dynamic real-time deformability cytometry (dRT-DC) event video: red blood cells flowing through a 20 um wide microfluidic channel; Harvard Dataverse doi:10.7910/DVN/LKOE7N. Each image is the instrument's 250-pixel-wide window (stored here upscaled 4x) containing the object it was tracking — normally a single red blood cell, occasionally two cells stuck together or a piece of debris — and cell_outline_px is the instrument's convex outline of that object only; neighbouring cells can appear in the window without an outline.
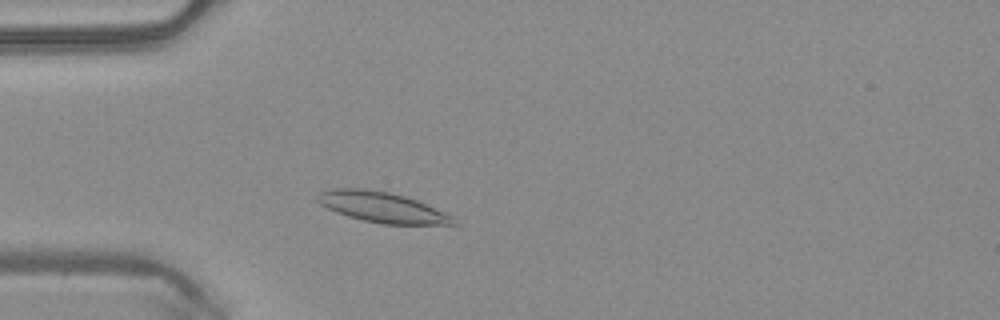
{"species": "common noctule bat (a hibernating species)", "species_latin": "Nyctalus noctula", "temperature_condition": "warm", "stored_images_in_passage": 42, "camera_frame_rate_fps": 3000, "um_per_image_px": 0.085, "animal": {"sex": "male", "body_mass_g": 20.4}, "frame": {"image": 1, "passage_image": 6, "time_ms": 1.667, "image_size_px": [1000, 320], "cell_outline_px": [[456, 224], [384, 224], [364, 220], [348, 216], [336, 212], [320, 204], [316, 200], [316, 196], [320, 192], [336, 188], [360, 188], [388, 192], [404, 196], [416, 200], [444, 212], [452, 216]], "centroid_in_image_um": [32.43, 17.61], "position_along_channel_um": 52.6, "area_um2": 23.64}}
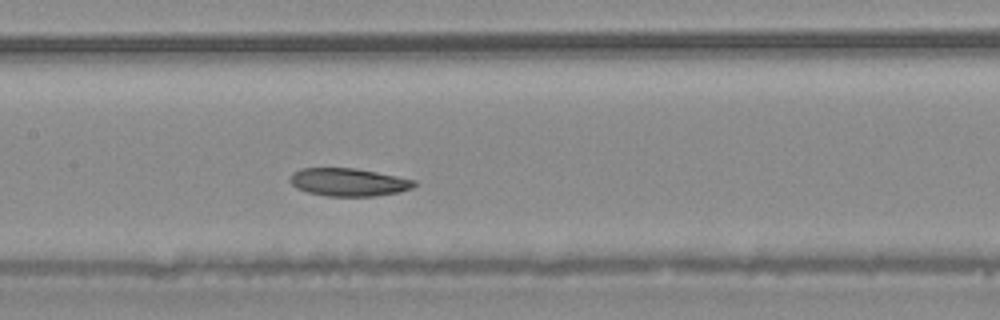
{"frame": {"image": 2, "passage_image": 16, "time_ms": 5.0, "image_size_px": [1000, 320], "cell_outline_px": [[416, 184], [412, 188], [400, 192], [376, 196], [324, 196], [308, 192], [296, 188], [288, 180], [292, 172], [300, 168], [356, 168], [416, 180]], "centroid_in_image_um": [29.6, 15.48], "position_along_channel_um": 177.8, "area_um2": 20.35}}
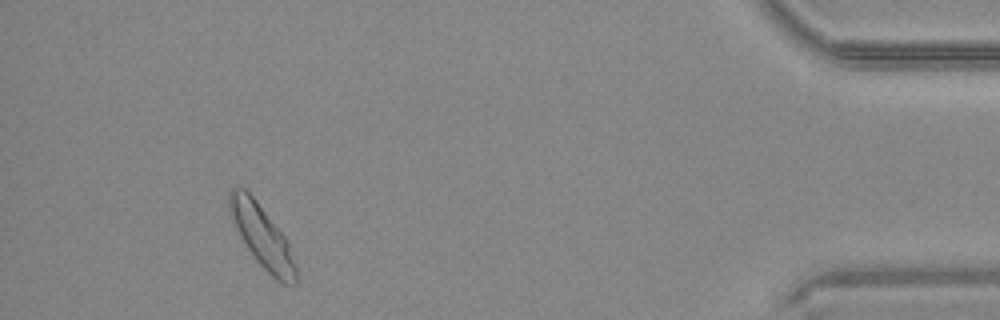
{"frame": {"image": 3, "passage_image": 38, "time_ms": 12.333, "image_size_px": [1000, 320], "cell_outline_px": [[296, 284], [292, 288], [276, 280], [256, 260], [244, 244], [228, 212], [228, 192], [236, 184], [244, 188], [256, 200], [284, 236], [288, 244], [296, 264]], "centroid_in_image_um": [22.25, 20.08], "position_along_channel_um": 413.0, "area_um2": 24.16}, "authors_computed_cell_mechanics": {"area_um2": 21.4727, "velocity_mm_per_s": 4.0505, "shape_relaxation_time_tau1_ms": 4.1658, "shape_relaxation_time_tau2_ms": 3.9616, "deformation_change_tau1": 0.1042, "deformation_change_tau2": 0.0826}}